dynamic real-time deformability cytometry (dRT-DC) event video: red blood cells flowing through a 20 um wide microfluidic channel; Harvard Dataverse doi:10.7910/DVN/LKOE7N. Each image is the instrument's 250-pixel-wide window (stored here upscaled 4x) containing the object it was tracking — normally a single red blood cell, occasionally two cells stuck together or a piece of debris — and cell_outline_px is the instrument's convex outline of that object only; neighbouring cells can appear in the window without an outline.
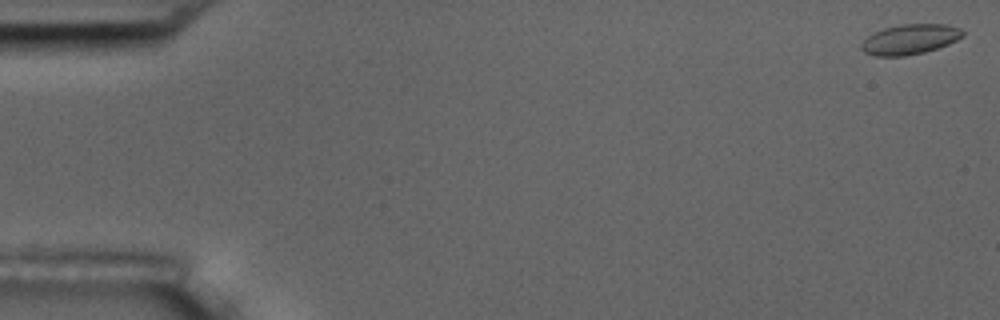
{"species": "common noctule bat (a hibernating species)", "species_latin": "Nyctalus noctula", "temperature_condition": "room temperature", "stored_images_in_passage": 57, "camera_frame_rate_fps": 3000, "um_per_image_px": 0.085, "animal": {"sex": "male", "body_mass_g": 17.5, "forearm_length_mm": 52.3}, "frame": {"image": 1, "passage_image": 1, "time_ms": 0.0, "image_size_px": [1000, 320], "cell_outline_px": [[964, 36], [948, 44], [924, 52], [904, 56], [876, 56], [864, 52], [860, 48], [860, 44], [868, 36], [884, 28], [900, 24], [944, 24], [960, 28], [964, 32]], "centroid_in_image_um": [77.34, 3.34], "position_along_channel_um": 7.7, "area_um2": 17.69}}
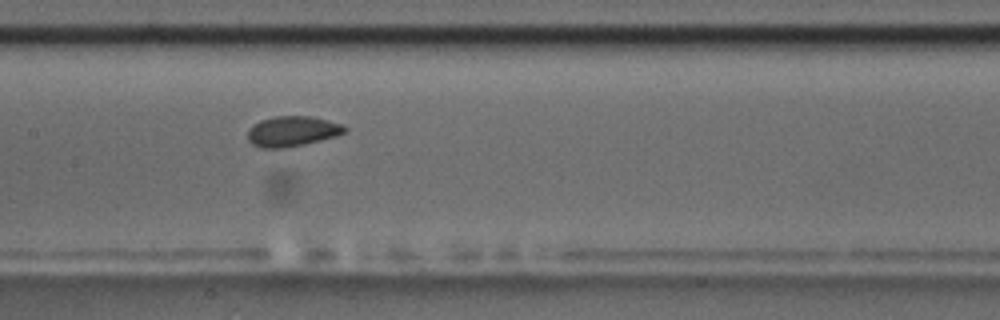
{"frame": {"image": 2, "passage_image": 28, "time_ms": 9.0, "image_size_px": [1000, 320], "cell_outline_px": [[348, 132], [336, 136], [304, 144], [284, 148], [260, 148], [252, 144], [248, 140], [248, 128], [252, 124], [260, 120], [276, 116], [308, 116], [340, 124], [348, 128]], "centroid_in_image_um": [24.81, 11.17], "position_along_channel_um": 182.6, "area_um2": 17.11}}
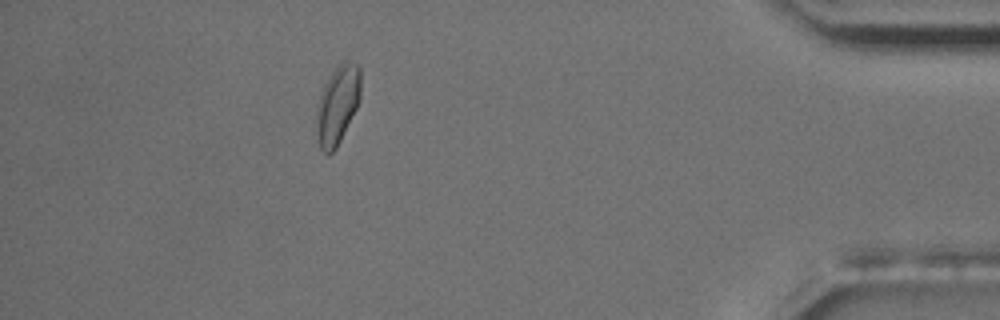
{"frame": {"image": 3, "passage_image": 51, "time_ms": 16.667, "image_size_px": [1000, 320], "cell_outline_px": [[360, 100], [336, 148], [328, 156], [320, 148], [316, 132], [316, 104], [320, 92], [328, 76], [344, 60], [356, 64], [360, 68]], "centroid_in_image_um": [28.66, 8.91], "position_along_channel_um": 406.5, "area_um2": 20.29}, "authors_computed_cell_mechanics": {"area_um2": 17.1088, "velocity_mm_per_s": 3.5611, "shape_relaxation_time_tau1_ms": 4.6471, "shape_relaxation_time_tau2_ms": null, "deformation_change_tau1": 0.0706, "deformation_change_tau2": null}}